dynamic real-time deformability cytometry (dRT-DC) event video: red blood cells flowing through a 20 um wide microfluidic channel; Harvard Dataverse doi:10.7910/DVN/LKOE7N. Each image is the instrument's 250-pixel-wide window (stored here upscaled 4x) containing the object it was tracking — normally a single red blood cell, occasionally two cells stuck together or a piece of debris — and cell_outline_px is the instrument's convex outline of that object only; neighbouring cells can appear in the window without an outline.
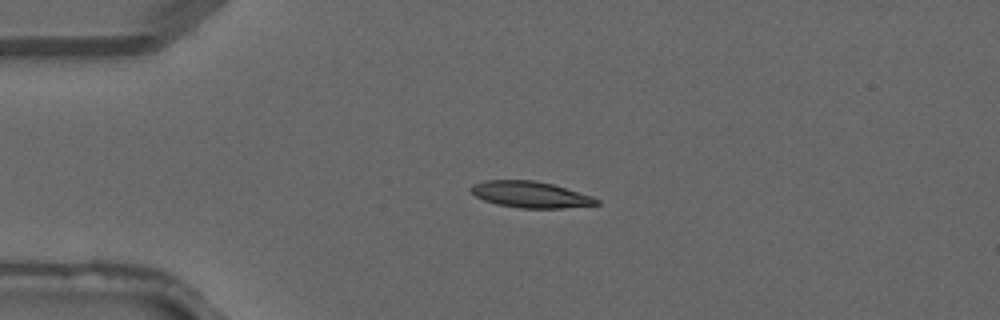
{"species": "common noctule bat (a hibernating species)", "species_latin": "Nyctalus noctula", "temperature_condition": "warm", "stored_images_in_passage": 39, "camera_frame_rate_fps": 3000, "um_per_image_px": 0.085, "animal": {"sex": "male", "forearm_length_mm": 52.5}, "frame": {"image": 1, "passage_image": 9, "time_ms": 2.667, "image_size_px": [1000, 320], "cell_outline_px": [[600, 204], [560, 208], [520, 208], [496, 204], [484, 200], [476, 196], [468, 188], [472, 184], [484, 180], [536, 180], [552, 184], [592, 196], [600, 200]], "centroid_in_image_um": [45.06, 16.53], "position_along_channel_um": 39.9, "area_um2": 19.25}}
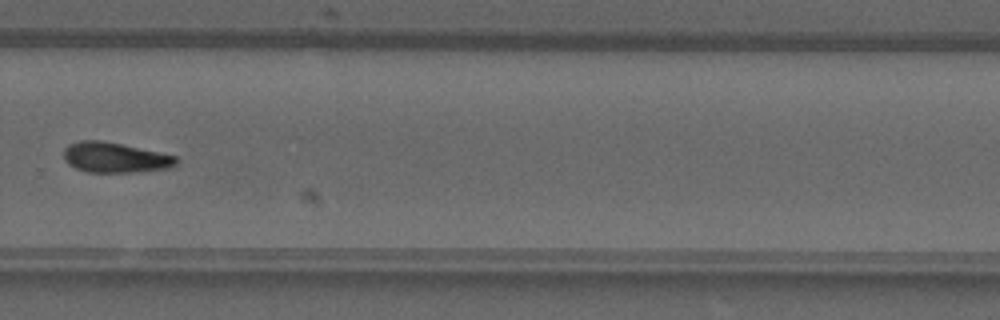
{"frame": {"image": 2, "passage_image": 27, "time_ms": 8.667, "image_size_px": [1000, 320], "cell_outline_px": [[180, 160], [176, 164], [168, 168], [140, 172], [88, 172], [76, 168], [68, 164], [64, 160], [64, 148], [68, 144], [80, 140], [100, 140], [120, 144], [176, 156]], "centroid_in_image_um": [9.75, 13.39], "position_along_channel_um": 320.0, "area_um2": 19.77}}
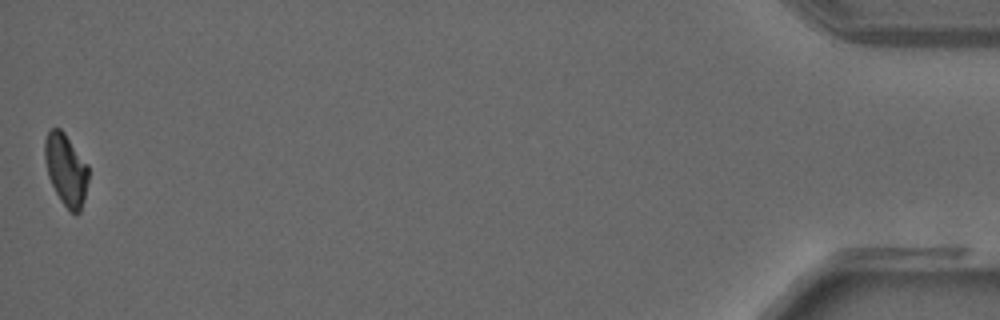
{"frame": {"image": 3, "passage_image": 39, "time_ms": 12.667, "image_size_px": [1000, 320], "cell_outline_px": [[88, 180], [84, 200], [80, 212], [76, 216], [60, 200], [48, 176], [44, 160], [44, 140], [48, 132], [52, 128], [60, 128], [64, 132], [88, 164]], "centroid_in_image_um": [5.61, 14.41], "position_along_channel_um": 429.6, "area_um2": 18.32}}